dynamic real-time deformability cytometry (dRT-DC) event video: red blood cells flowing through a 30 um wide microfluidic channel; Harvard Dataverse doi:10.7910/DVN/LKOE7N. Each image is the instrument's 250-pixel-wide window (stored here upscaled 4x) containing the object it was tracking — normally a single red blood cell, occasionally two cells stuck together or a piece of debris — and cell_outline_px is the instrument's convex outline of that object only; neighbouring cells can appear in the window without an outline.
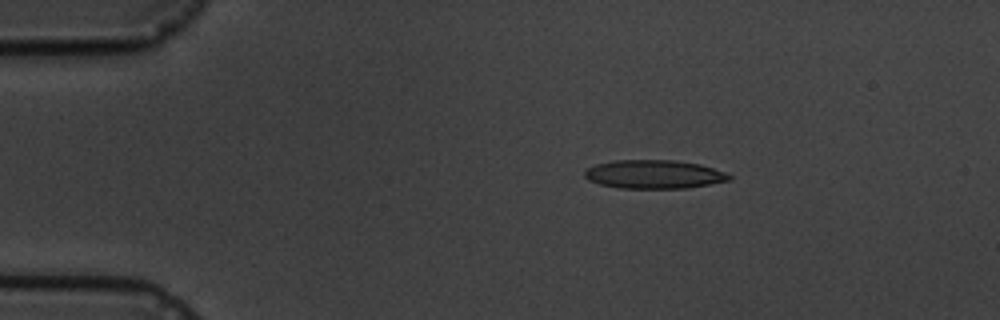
{"species": "common noctule bat (a hibernating species)", "species_latin": "Nyctalus noctula", "temperature_condition": "cold", "stored_images_in_passage": 3, "camera_frame_rate_fps": 3000, "um_per_image_px": 0.085, "animal": {"sex": "male", "body_mass_g": 19.5, "forearm_length_mm": 54.6}, "frame": {"image": 1, "passage_image": 1, "time_ms": 0.0, "image_size_px": [1000, 320], "cell_outline_px": [[732, 180], [688, 188], [620, 188], [600, 184], [588, 180], [584, 176], [584, 172], [588, 168], [596, 164], [612, 160], [672, 160], [700, 164], [724, 172], [732, 176]], "centroid_in_image_um": [55.59, 14.82], "position_along_channel_um": 29.4, "area_um2": 24.1}}
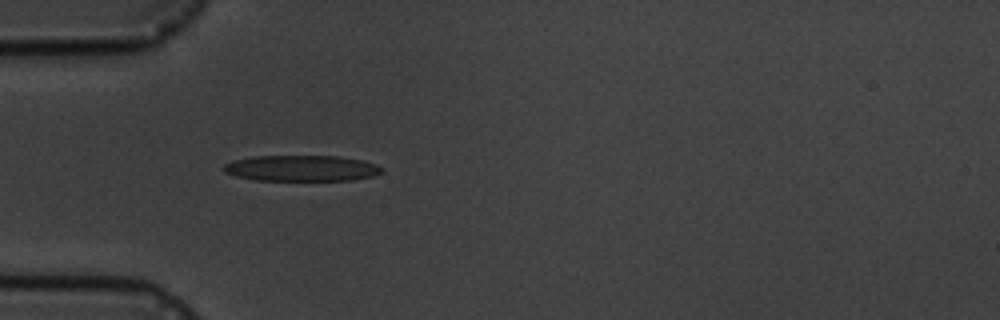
{"frame": {"image": 2, "passage_image": 3, "time_ms": 2.333, "image_size_px": [1000, 320], "cell_outline_px": [[384, 172], [372, 176], [352, 180], [256, 180], [236, 176], [224, 172], [220, 168], [224, 164], [232, 160], [252, 156], [340, 156], [364, 160], [376, 164], [384, 168]], "centroid_in_image_um": [25.63, 14.29], "position_along_channel_um": 59.4, "area_um2": 24.16}}